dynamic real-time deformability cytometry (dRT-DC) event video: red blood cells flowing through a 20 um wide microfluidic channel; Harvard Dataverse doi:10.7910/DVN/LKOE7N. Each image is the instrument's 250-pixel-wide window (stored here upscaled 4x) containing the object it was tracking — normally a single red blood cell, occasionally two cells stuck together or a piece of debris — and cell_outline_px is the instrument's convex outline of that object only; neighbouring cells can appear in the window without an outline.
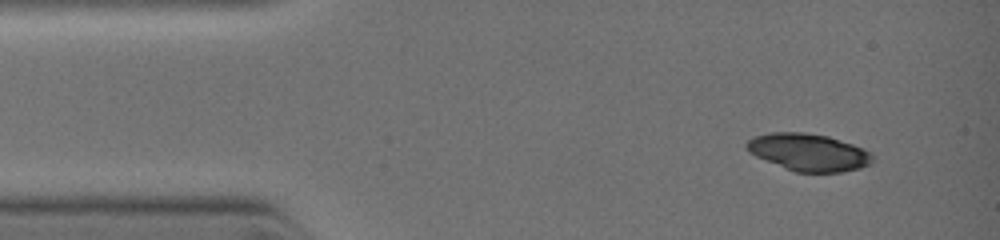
{"species": "common noctule bat (a hibernating species)", "species_latin": "Nyctalus noctula", "temperature_condition": "warm", "stored_images_in_passage": 4, "camera_frame_rate_fps": 3000, "um_per_image_px": 0.085, "animal": {"sex": "female", "body_mass_g": 19.0, "forearm_length_mm": 51.5}, "frame": {"image": 1, "passage_image": 1, "time_ms": 0.0, "image_size_px": [1000, 240], "cell_outline_px": [[872, 164], [860, 168], [840, 172], [796, 172], [756, 156], [744, 144], [748, 140], [756, 136], [768, 132], [804, 132], [828, 136], [852, 144], [868, 152], [872, 156]], "centroid_in_image_um": [68.73, 12.93], "position_along_channel_um": 16.3, "area_um2": 26.93}}